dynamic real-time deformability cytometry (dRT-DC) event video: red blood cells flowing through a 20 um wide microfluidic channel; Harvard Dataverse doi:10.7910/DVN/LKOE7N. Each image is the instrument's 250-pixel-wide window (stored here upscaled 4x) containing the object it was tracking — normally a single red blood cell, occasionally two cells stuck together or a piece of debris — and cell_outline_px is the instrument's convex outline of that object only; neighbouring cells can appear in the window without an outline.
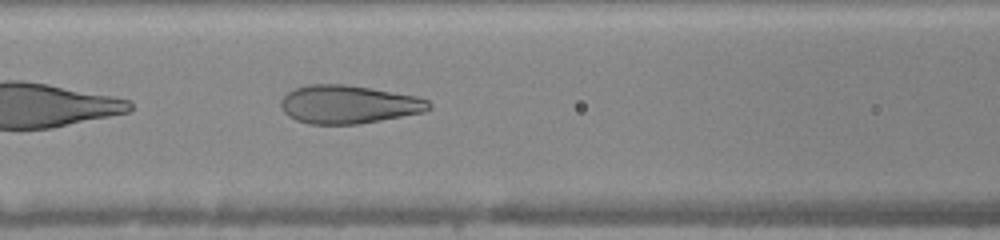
{"species": "human", "species_latin": "Homo sapiens", "temperature_condition": "warm", "stored_images_in_passage": 34, "camera_frame_rate_fps": 3000, "um_per_image_px": 0.085, "donor": {"sex": "female"}, "frame": {"image": 1, "passage_image": 6, "time_ms": 1.667, "image_size_px": [1000, 240], "cell_outline_px": [[432, 108], [424, 112], [360, 124], [308, 124], [296, 120], [288, 116], [280, 108], [280, 100], [288, 92], [296, 88], [308, 84], [348, 84], [416, 96], [428, 100], [432, 104]], "centroid_in_image_um": [29.61, 8.88], "position_along_channel_um": 137.0, "area_um2": 33.23}}
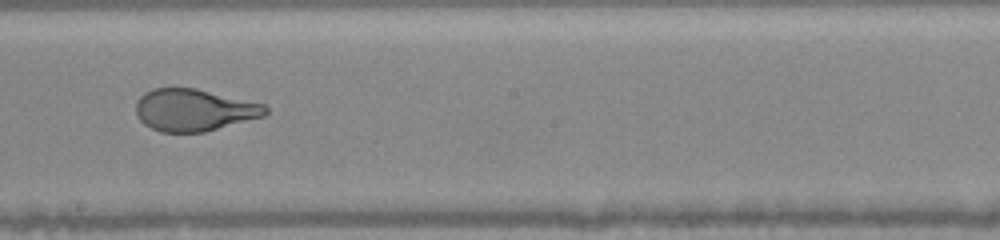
{"frame": {"image": 2, "passage_image": 13, "time_ms": 4.0, "image_size_px": [1000, 240], "cell_outline_px": [[268, 112], [264, 116], [204, 132], [160, 132], [144, 124], [140, 120], [136, 112], [136, 100], [144, 92], [152, 88], [196, 88], [264, 104], [268, 108]], "centroid_in_image_um": [16.47, 9.34], "position_along_channel_um": 231.7, "area_um2": 31.73}}
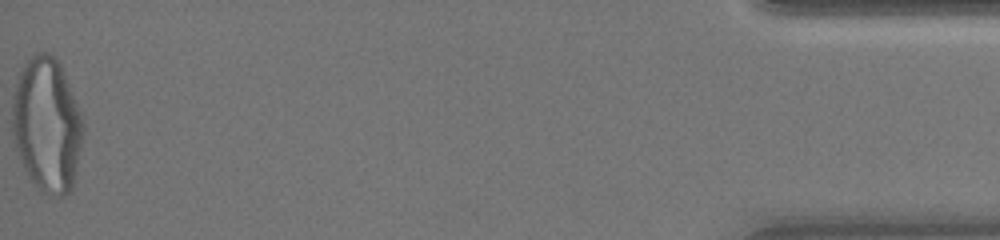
{"frame": {"image": 3, "passage_image": 34, "time_ms": 11.0, "image_size_px": [1000, 240], "cell_outline_px": [[84, 132], [72, 192], [64, 196], [48, 196], [28, 176], [24, 168], [16, 148], [12, 136], [12, 96], [20, 72], [24, 64], [36, 52], [52, 52], [60, 64], [80, 112], [84, 124]], "centroid_in_image_um": [3.99, 10.62], "position_along_channel_um": 431.2, "area_um2": 55.66}, "authors_computed_cell_mechanics": {"area_um2": 34.2176, "velocity_mm_per_s": 4.0613, "shape_relaxation_time_tau1_ms": 4.9047, "shape_relaxation_time_tau2_ms": null, "deformation_change_tau1": 0.24, "deformation_change_tau2": null}}